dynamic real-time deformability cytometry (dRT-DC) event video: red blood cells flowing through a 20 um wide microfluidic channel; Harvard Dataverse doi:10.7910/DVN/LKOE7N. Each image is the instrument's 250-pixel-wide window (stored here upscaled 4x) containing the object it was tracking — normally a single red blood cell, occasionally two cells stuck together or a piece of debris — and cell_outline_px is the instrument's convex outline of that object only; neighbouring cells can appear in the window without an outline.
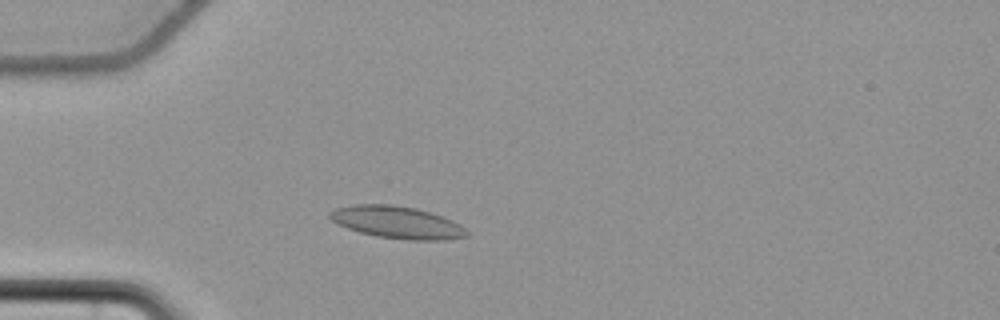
{"species": "common noctule bat (a hibernating species)", "species_latin": "Nyctalus noctula", "temperature_condition": "cold", "stored_images_in_passage": 52, "camera_frame_rate_fps": 3000, "um_per_image_px": 0.085, "animal": {"sex": "female", "body_mass_g": 22.7, "forearm_length_mm": 54.2}, "frame": {"image": 1, "passage_image": 12, "time_ms": 3.667, "image_size_px": [1000, 320], "cell_outline_px": [[468, 236], [444, 240], [408, 240], [376, 236], [360, 232], [336, 224], [328, 216], [328, 212], [336, 208], [352, 204], [392, 204], [416, 208], [432, 212], [452, 220], [460, 224], [468, 232]], "centroid_in_image_um": [33.74, 18.89], "position_along_channel_um": 51.3, "area_um2": 25.89}}
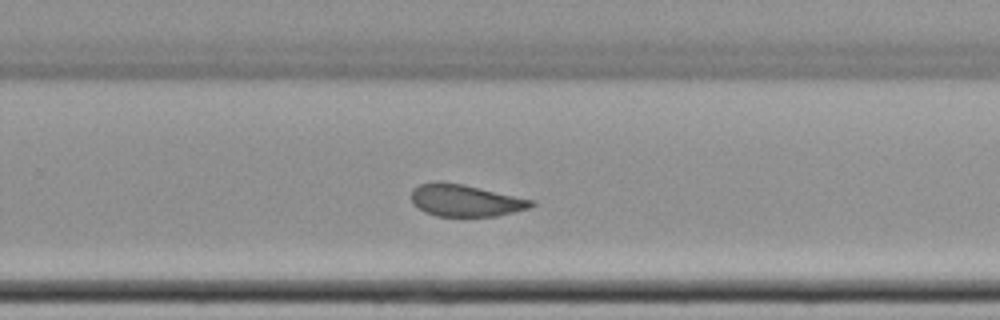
{"frame": {"image": 2, "passage_image": 33, "time_ms": 10.667, "image_size_px": [1000, 320], "cell_outline_px": [[536, 204], [532, 208], [496, 216], [436, 216], [424, 212], [412, 204], [412, 188], [420, 184], [432, 180], [440, 180], [464, 184], [536, 200]], "centroid_in_image_um": [39.57, 17.02], "position_along_channel_um": 290.2, "area_um2": 22.95}}
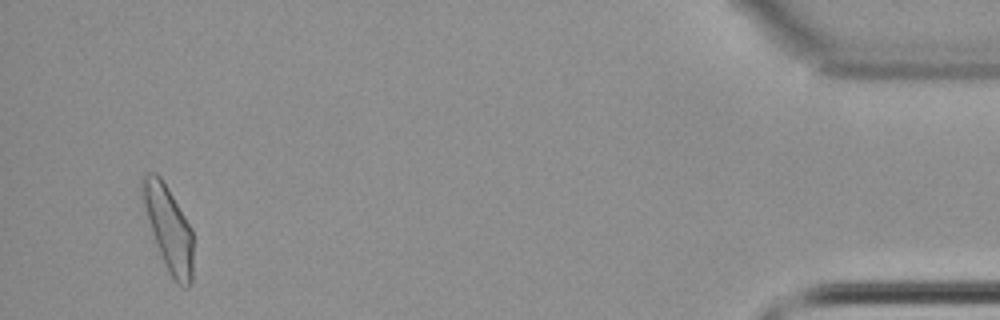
{"frame": {"image": 3, "passage_image": 50, "time_ms": 16.333, "image_size_px": [1000, 320], "cell_outline_px": [[192, 280], [188, 288], [184, 288], [172, 276], [164, 264], [152, 232], [148, 220], [144, 204], [140, 180], [144, 172], [156, 172], [160, 176], [192, 228]], "centroid_in_image_um": [14.33, 19.38], "position_along_channel_um": 420.9, "area_um2": 24.57}, "authors_computed_cell_mechanics": {"area_um2": 23.9292, "velocity_mm_per_s": 3.6526, "shape_relaxation_time_tau1_ms": null, "shape_relaxation_time_tau2_ms": 2.2821, "deformation_change_tau1": null, "deformation_change_tau2": 0.0657}}